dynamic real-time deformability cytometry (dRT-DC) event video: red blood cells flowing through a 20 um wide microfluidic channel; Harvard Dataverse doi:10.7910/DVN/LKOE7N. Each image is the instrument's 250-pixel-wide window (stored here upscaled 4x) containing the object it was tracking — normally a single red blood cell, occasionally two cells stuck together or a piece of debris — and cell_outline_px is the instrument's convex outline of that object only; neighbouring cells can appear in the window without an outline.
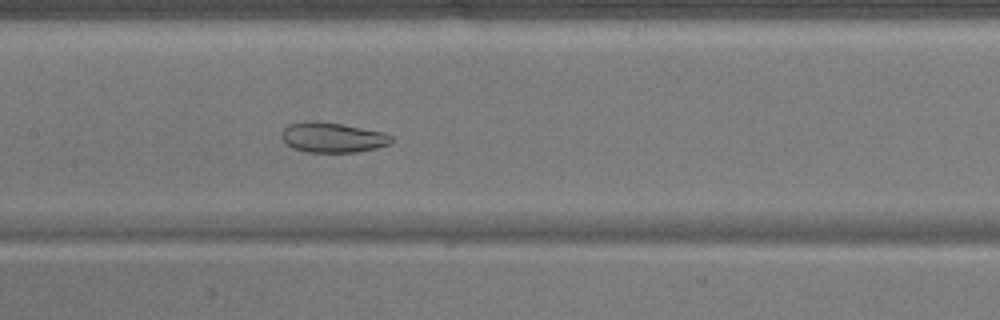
{"species": "common noctule bat (a hibernating species)", "species_latin": "Nyctalus noctula", "temperature_condition": "warm", "stored_images_in_passage": 39, "camera_frame_rate_fps": 3000, "um_per_image_px": 0.085, "animal": {"sex": "male", "body_mass_g": 17.9}, "frame": {"image": 1, "passage_image": 12, "time_ms": 3.667, "image_size_px": [1000, 320], "cell_outline_px": [[392, 140], [388, 144], [376, 148], [356, 152], [308, 152], [292, 148], [280, 136], [284, 128], [288, 124], [304, 120], [316, 120], [340, 124], [384, 132], [392, 136]], "centroid_in_image_um": [28.23, 11.67], "position_along_channel_um": 179.2, "area_um2": 19.25}}
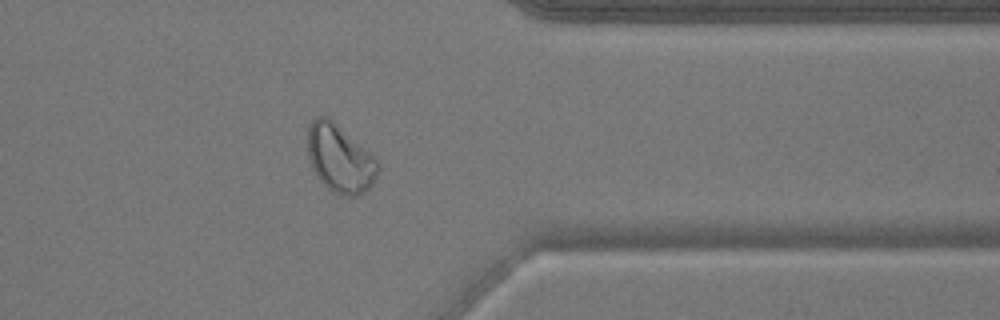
{"frame": {"image": 2, "passage_image": 28, "time_ms": 9.0, "image_size_px": [1000, 320], "cell_outline_px": [[380, 168], [372, 184], [364, 192], [356, 196], [348, 196], [332, 192], [316, 176], [312, 168], [308, 156], [308, 124], [316, 116], [324, 116], [332, 120], [372, 152], [376, 156]], "centroid_in_image_um": [28.9, 13.47], "position_along_channel_um": 382.5, "area_um2": 28.03}}